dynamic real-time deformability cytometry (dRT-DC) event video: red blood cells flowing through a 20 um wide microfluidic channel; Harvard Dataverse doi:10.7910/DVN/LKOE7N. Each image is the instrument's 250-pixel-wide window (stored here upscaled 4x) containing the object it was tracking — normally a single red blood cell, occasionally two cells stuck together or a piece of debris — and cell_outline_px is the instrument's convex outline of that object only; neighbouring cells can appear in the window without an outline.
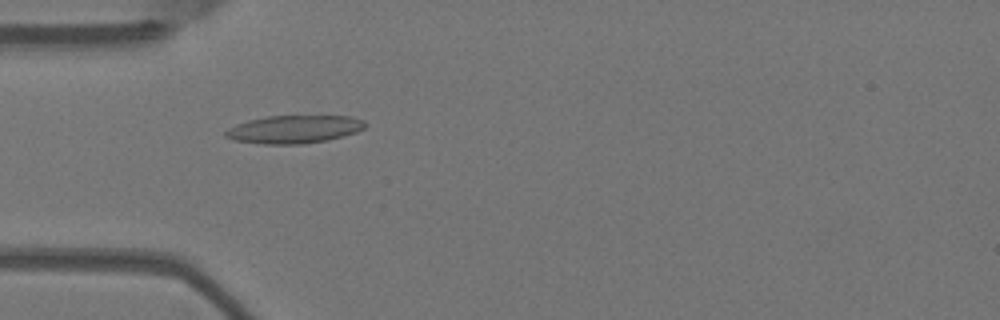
{"species": "Egyptian fruit bat (a non-hibernating species)", "species_latin": "Rousettus aegyptiacus", "temperature_condition": "warm", "stored_images_in_passage": 7, "camera_frame_rate_fps": 3000, "um_per_image_px": 0.085, "animal": {"sex": "female"}, "frame": {"image": 1, "passage_image": 4, "time_ms": 1.0, "image_size_px": [1000, 320], "cell_outline_px": [[364, 128], [356, 132], [344, 136], [328, 140], [304, 144], [264, 144], [236, 140], [224, 136], [224, 132], [228, 128], [236, 124], [248, 120], [268, 116], [352, 116], [364, 120]], "centroid_in_image_um": [25.0, 10.99], "position_along_channel_um": 60.0, "area_um2": 22.72}}
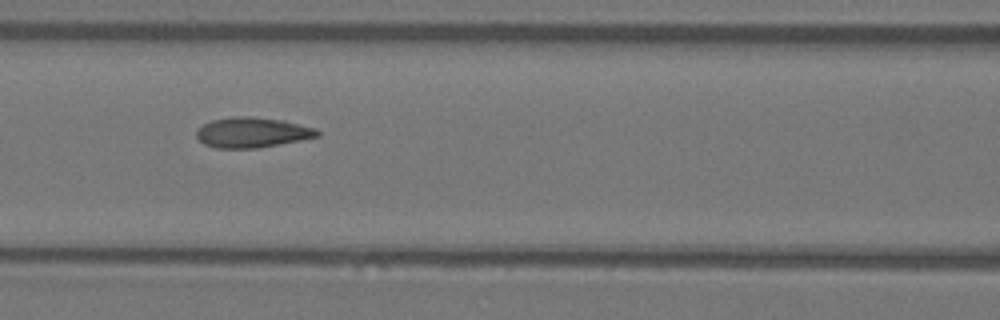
{"frame": {"image": 2, "passage_image": 6, "time_ms": 1.667, "image_size_px": [1000, 320], "cell_outline_px": [[320, 136], [300, 140], [256, 148], [216, 148], [204, 144], [196, 136], [196, 128], [212, 120], [232, 116], [248, 116], [284, 120], [316, 128], [320, 132]], "centroid_in_image_um": [21.42, 11.25], "position_along_channel_um": 145.2, "area_um2": 21.33}}
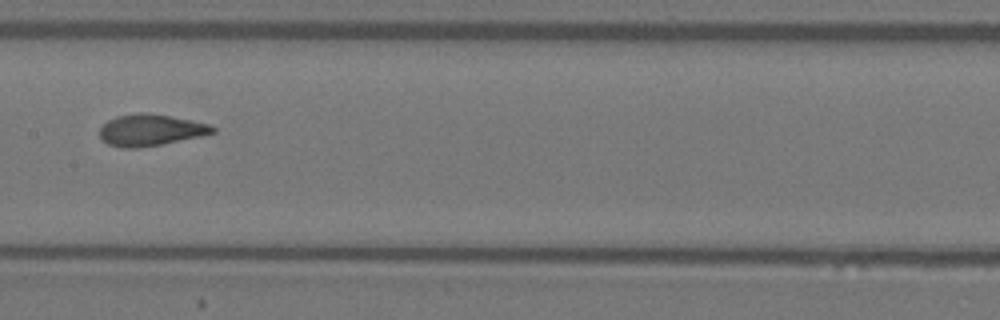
{"frame": {"image": 3, "passage_image": 7, "time_ms": 2.0, "image_size_px": [1000, 320], "cell_outline_px": [[216, 132], [200, 136], [160, 144], [136, 148], [120, 148], [108, 144], [100, 140], [100, 128], [108, 120], [116, 116], [140, 112], [144, 112], [172, 116], [192, 120], [208, 124], [216, 128]], "centroid_in_image_um": [12.77, 11.05], "position_along_channel_um": 194.6, "area_um2": 20.75}}